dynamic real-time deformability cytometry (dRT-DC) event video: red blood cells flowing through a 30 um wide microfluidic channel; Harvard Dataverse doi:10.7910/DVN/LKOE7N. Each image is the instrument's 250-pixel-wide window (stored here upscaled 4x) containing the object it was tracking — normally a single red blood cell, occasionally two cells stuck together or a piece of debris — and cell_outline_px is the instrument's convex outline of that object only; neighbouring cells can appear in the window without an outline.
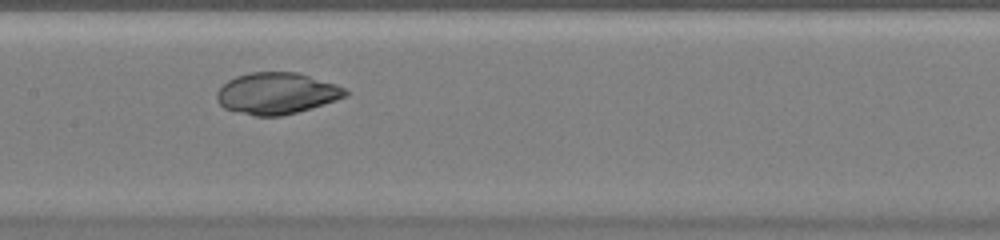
{"species": "common noctule bat (a hibernating species)", "species_latin": "Nyctalus noctula", "temperature_condition": "warm", "stored_images_in_passage": 36, "camera_frame_rate_fps": 3000, "um_per_image_px": 0.085, "animal": {"sex": "female", "body_mass_g": 20.0, "forearm_length_mm": 54.0}, "frame": {"image": 1, "passage_image": 16, "time_ms": 5.0, "image_size_px": [1000, 240], "cell_outline_px": [[348, 96], [324, 104], [296, 112], [280, 116], [256, 116], [224, 108], [216, 100], [216, 92], [228, 80], [236, 76], [252, 72], [296, 72], [336, 84], [344, 88], [348, 92]], "centroid_in_image_um": [23.51, 7.93], "position_along_channel_um": 183.9, "area_um2": 30.87}}
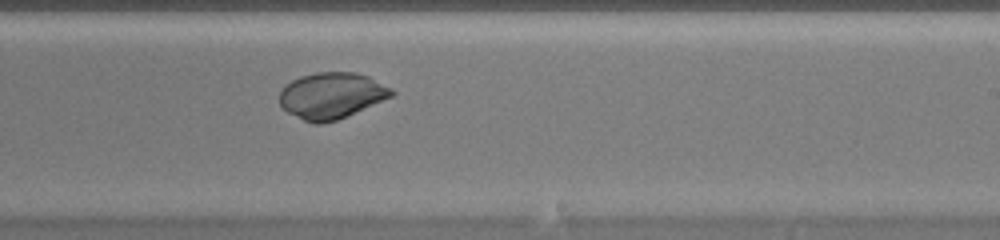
{"frame": {"image": 2, "passage_image": 22, "time_ms": 7.0, "image_size_px": [1000, 240], "cell_outline_px": [[396, 92], [392, 96], [336, 120], [320, 124], [312, 124], [288, 112], [280, 104], [280, 92], [292, 80], [300, 76], [316, 72], [356, 72], [368, 76], [392, 88]], "centroid_in_image_um": [28.19, 8.11], "position_along_channel_um": 260.8, "area_um2": 29.82}}
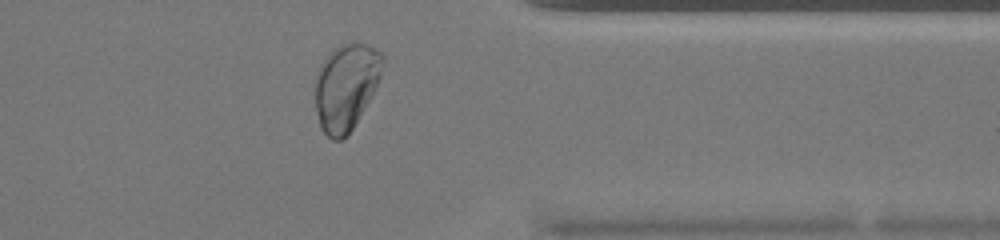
{"frame": {"image": 3, "passage_image": 32, "time_ms": 10.333, "image_size_px": [1000, 240], "cell_outline_px": [[384, 60], [380, 76], [372, 96], [352, 128], [340, 140], [332, 140], [320, 128], [316, 112], [316, 72], [324, 60], [336, 48], [352, 40], [368, 44], [380, 52], [384, 56]], "centroid_in_image_um": [29.42, 7.35], "position_along_channel_um": 382.0, "area_um2": 33.76}}